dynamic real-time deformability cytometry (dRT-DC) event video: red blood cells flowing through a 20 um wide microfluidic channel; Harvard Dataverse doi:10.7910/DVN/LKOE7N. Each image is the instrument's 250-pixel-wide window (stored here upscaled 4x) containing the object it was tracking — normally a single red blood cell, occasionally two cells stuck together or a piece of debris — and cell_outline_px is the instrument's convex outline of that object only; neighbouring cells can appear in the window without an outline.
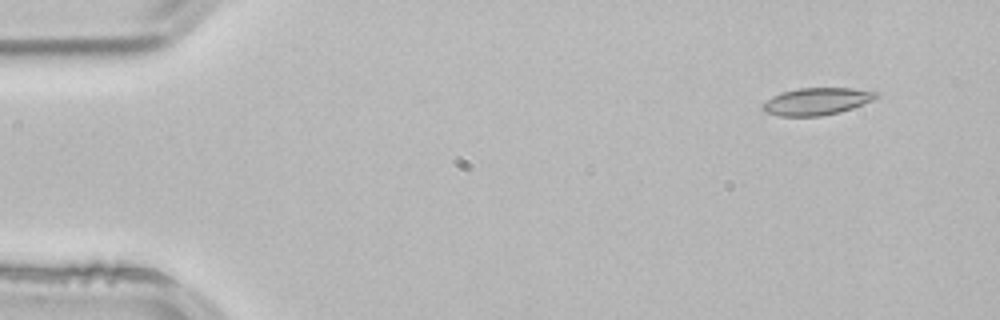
{"species": "common noctule bat (a hibernating species)", "species_latin": "Nyctalus noctula", "temperature_condition": "room temperature", "stored_images_in_passage": 4, "segment_of_instrument_passage": [1, 2], "camera_frame_rate_fps": 3000, "um_per_image_px": 0.085, "animal": {"sex": "male", "body_mass_g": 21.5, "forearm_length_mm": 52.0}, "frame": {"image": 1, "passage_image": 1, "time_ms": 0.0, "image_size_px": [1000, 320], "cell_outline_px": [[880, 96], [872, 100], [852, 108], [840, 112], [820, 116], [780, 116], [764, 112], [760, 108], [760, 104], [772, 96], [780, 92], [800, 88], [852, 88], [880, 92]], "centroid_in_image_um": [69.38, 8.61], "position_along_channel_um": 15.6, "area_um2": 18.21}}
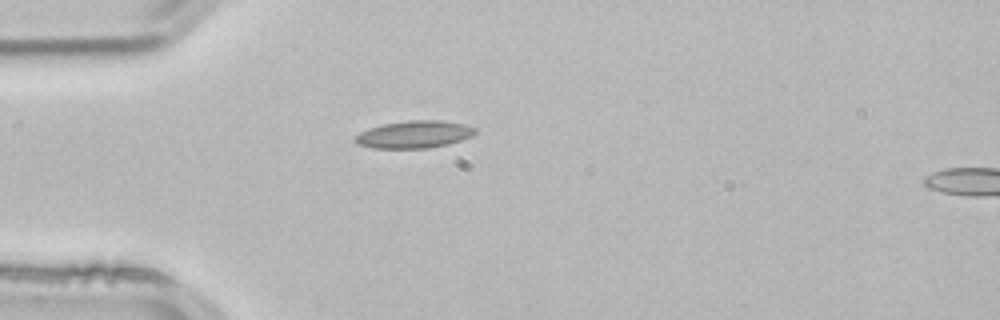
{"frame": {"image": 2, "passage_image": 3, "time_ms": 0.667, "image_size_px": [1000, 320], "cell_outline_px": [[476, 132], [472, 136], [448, 144], [428, 148], [372, 148], [356, 144], [356, 136], [360, 132], [368, 128], [384, 124], [408, 120], [440, 120], [464, 124], [476, 128]], "centroid_in_image_um": [35.21, 11.42], "position_along_channel_um": 49.8, "area_um2": 19.07}}